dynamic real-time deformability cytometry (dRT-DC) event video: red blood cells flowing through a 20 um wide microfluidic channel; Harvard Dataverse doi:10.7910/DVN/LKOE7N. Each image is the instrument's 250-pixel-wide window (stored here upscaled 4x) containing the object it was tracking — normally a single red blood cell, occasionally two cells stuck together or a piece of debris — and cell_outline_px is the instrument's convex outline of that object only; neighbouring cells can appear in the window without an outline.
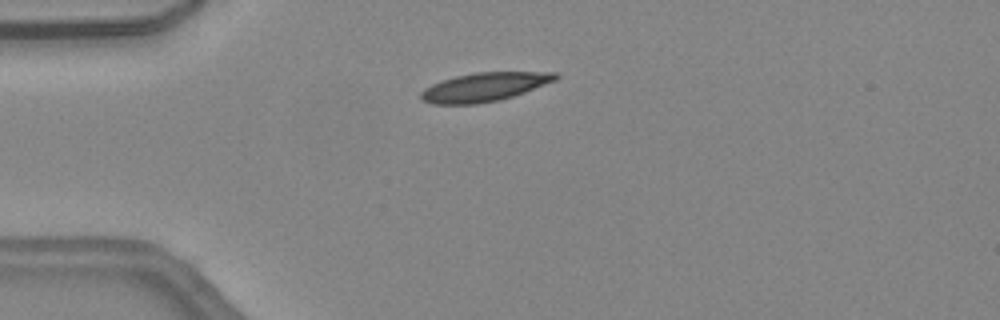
{"species": "common noctule bat (a hibernating species)", "species_latin": "Nyctalus noctula", "temperature_condition": "warm", "stored_images_in_passage": 38, "camera_frame_rate_fps": 3000, "um_per_image_px": 0.085, "animal": {"sex": "female", "body_mass_g": 24.6, "forearm_length_mm": 56.2}, "frame": {"image": 1, "passage_image": 4, "time_ms": 1.0, "image_size_px": [1000, 320], "cell_outline_px": [[560, 76], [556, 80], [524, 92], [500, 100], [476, 104], [432, 104], [424, 100], [420, 96], [420, 92], [424, 88], [432, 84], [456, 76], [476, 72], [556, 72]], "centroid_in_image_um": [41.17, 7.39], "position_along_channel_um": 43.8, "area_um2": 22.37}}
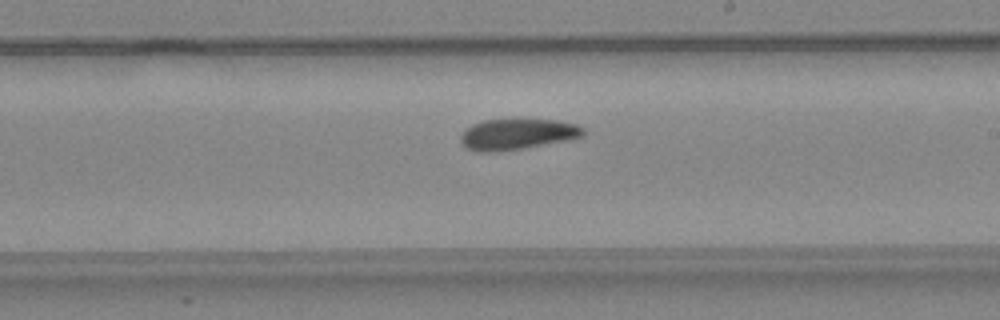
{"frame": {"image": 2, "passage_image": 19, "time_ms": 6.0, "image_size_px": [1000, 320], "cell_outline_px": [[588, 132], [584, 136], [564, 140], [520, 148], [488, 152], [476, 152], [468, 148], [460, 140], [460, 136], [472, 124], [484, 120], [556, 120], [576, 124], [584, 128]], "centroid_in_image_um": [43.99, 11.39], "position_along_channel_um": 245.0, "area_um2": 21.5}}
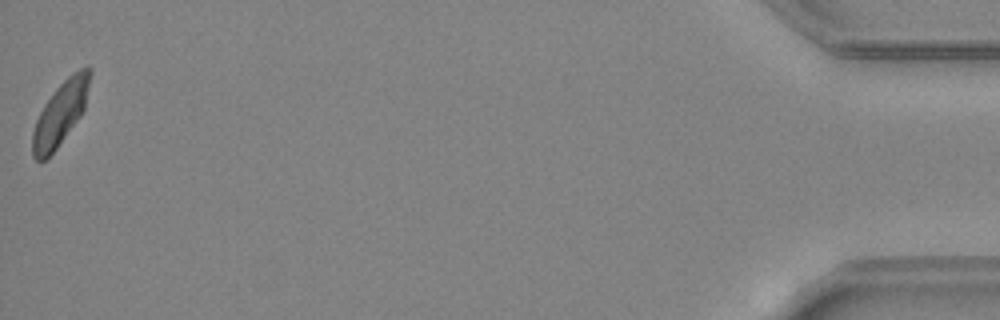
{"frame": {"image": 3, "passage_image": 38, "time_ms": 12.333, "image_size_px": [1000, 320], "cell_outline_px": [[92, 72], [84, 108], [80, 116], [56, 148], [44, 160], [36, 160], [32, 156], [32, 132], [36, 120], [44, 104], [56, 88], [72, 72], [88, 64], [92, 68]], "centroid_in_image_um": [5.14, 9.58], "position_along_channel_um": 430.1, "area_um2": 21.04}, "authors_computed_cell_mechanics": {"area_um2": 22.0218, "velocity_mm_per_s": 4.4886, "shape_relaxation_time_tau1_ms": null, "shape_relaxation_time_tau2_ms": 3.0908, "deformation_change_tau1": null, "deformation_change_tau2": 0.0772}}